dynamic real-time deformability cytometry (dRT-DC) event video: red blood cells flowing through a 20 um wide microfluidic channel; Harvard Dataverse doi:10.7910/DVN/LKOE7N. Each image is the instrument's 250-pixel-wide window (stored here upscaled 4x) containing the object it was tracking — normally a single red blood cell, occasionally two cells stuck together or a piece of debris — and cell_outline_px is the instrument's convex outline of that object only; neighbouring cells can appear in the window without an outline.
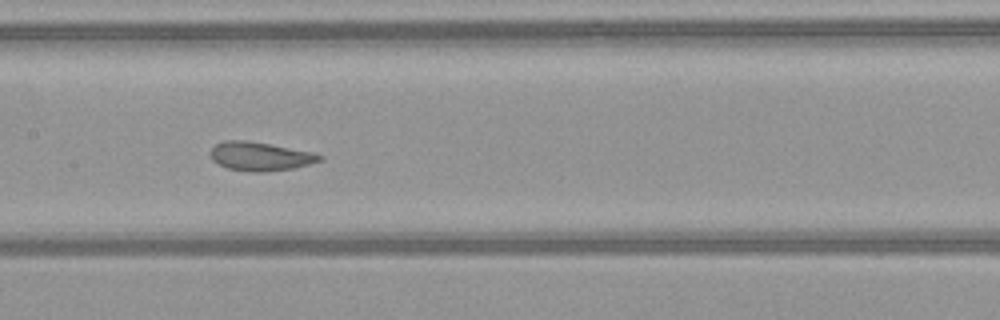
{"species": "common noctule bat (a hibernating species)", "species_latin": "Nyctalus noctula", "temperature_condition": "warm", "stored_images_in_passage": 16, "camera_frame_rate_fps": 3000, "um_per_image_px": 0.085, "animal": {"sex": "female", "body_mass_g": 21.9}, "frame": {"image": 1, "passage_image": 12, "time_ms": 3.667, "image_size_px": [1000, 320], "cell_outline_px": [[324, 160], [292, 168], [268, 172], [252, 172], [228, 168], [212, 160], [208, 152], [216, 144], [224, 140], [248, 140], [312, 152], [324, 156]], "centroid_in_image_um": [22.1, 13.28], "position_along_channel_um": 185.3, "area_um2": 18.32}}